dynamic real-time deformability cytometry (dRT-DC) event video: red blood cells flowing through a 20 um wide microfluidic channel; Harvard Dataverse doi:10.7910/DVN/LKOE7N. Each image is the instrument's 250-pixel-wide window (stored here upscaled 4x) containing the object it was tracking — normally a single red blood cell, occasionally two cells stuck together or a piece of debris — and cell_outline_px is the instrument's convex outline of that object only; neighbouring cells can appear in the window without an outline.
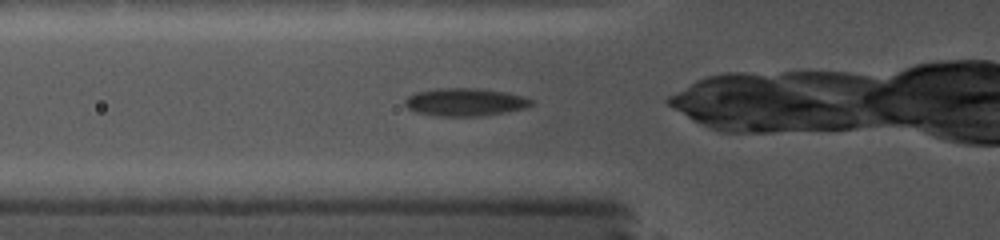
{"species": "common noctule bat (a hibernating species)", "species_latin": "Nyctalus noctula", "temperature_condition": "cold", "stored_images_in_passage": 14, "camera_frame_rate_fps": 5000, "um_per_image_px": 0.085, "animal": {"sex": "female", "body_mass_g": 19.0, "forearm_length_mm": 56.7}, "frame": {"image": 1, "passage_image": 2, "time_ms": 0.4, "image_size_px": [1000, 240], "cell_outline_px": [[536, 100], [528, 108], [484, 116], [440, 116], [416, 112], [408, 108], [404, 104], [404, 100], [408, 96], [416, 92], [436, 88], [476, 88], [504, 92], [524, 96]], "centroid_in_image_um": [39.57, 8.68], "position_along_channel_um": 86.2, "area_um2": 20.69}}
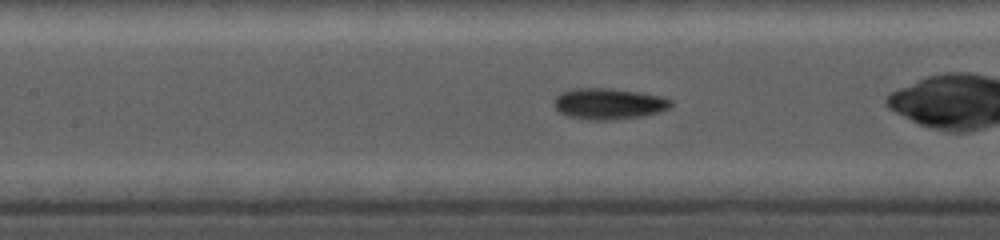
{"frame": {"image": 2, "passage_image": 7, "time_ms": 2.2, "image_size_px": [1000, 240], "cell_outline_px": [[672, 104], [668, 108], [660, 112], [640, 116], [608, 120], [588, 120], [568, 116], [560, 112], [552, 104], [556, 96], [560, 92], [572, 88], [612, 88], [640, 92], [660, 96], [672, 100]], "centroid_in_image_um": [51.7, 8.81], "position_along_channel_um": 155.7, "area_um2": 21.27}}
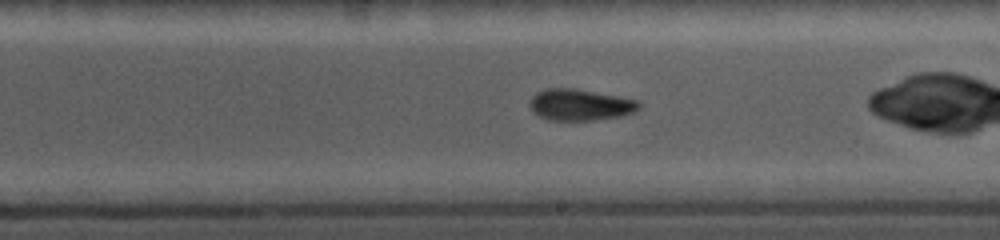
{"frame": {"image": 3, "passage_image": 13, "time_ms": 4.4, "image_size_px": [1000, 240], "cell_outline_px": [[640, 108], [632, 112], [620, 116], [592, 120], [548, 120], [532, 112], [528, 108], [528, 100], [536, 92], [544, 88], [576, 88], [640, 100]], "centroid_in_image_um": [49.25, 8.89], "position_along_channel_um": 239.7, "area_um2": 20.29}}